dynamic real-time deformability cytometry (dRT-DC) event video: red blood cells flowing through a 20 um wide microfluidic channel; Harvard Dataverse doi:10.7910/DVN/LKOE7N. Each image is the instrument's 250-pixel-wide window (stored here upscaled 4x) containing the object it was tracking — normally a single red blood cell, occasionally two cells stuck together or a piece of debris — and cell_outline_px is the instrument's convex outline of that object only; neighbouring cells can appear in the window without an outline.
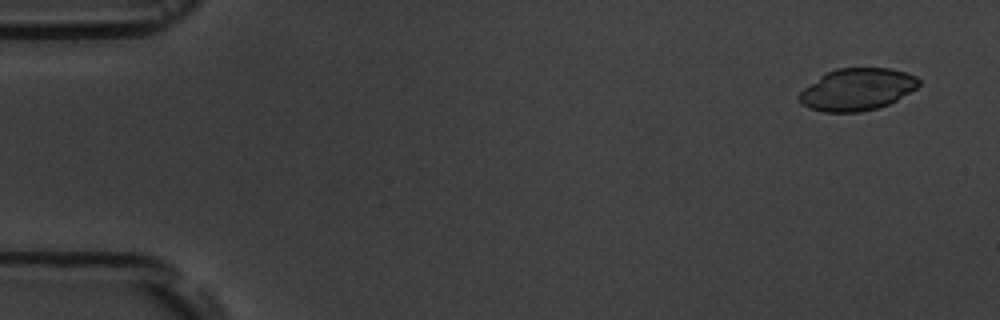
{"species": "common noctule bat (a hibernating species)", "species_latin": "Nyctalus noctula", "temperature_condition": "room temperature", "stored_images_in_passage": 6, "segment_of_instrument_passage": [1, 2], "camera_frame_rate_fps": 3000, "um_per_image_px": 0.085, "animal": {"sex": "male", "body_mass_g": 19.5, "forearm_length_mm": 54.6}, "frame": {"image": 1, "passage_image": 1, "time_ms": 0.0, "image_size_px": [1000, 320], "cell_outline_px": [[920, 84], [916, 88], [896, 100], [888, 104], [876, 108], [860, 112], [824, 112], [808, 108], [800, 104], [796, 96], [804, 88], [828, 72], [836, 68], [888, 68], [904, 72], [916, 76], [920, 80]], "centroid_in_image_um": [72.83, 7.61], "position_along_channel_um": 12.2, "area_um2": 29.19}}